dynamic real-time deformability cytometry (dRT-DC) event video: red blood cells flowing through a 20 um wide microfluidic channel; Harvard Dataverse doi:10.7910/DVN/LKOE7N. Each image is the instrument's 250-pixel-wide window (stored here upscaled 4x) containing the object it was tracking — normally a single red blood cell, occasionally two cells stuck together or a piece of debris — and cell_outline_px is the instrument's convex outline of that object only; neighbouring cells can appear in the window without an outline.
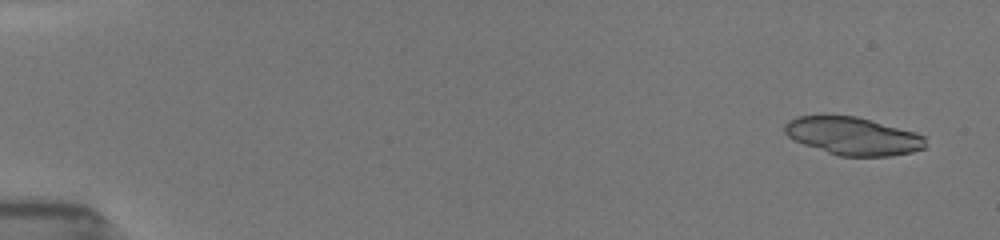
{"species": "common noctule bat (a hibernating species)", "species_latin": "Nyctalus noctula", "temperature_condition": "room temperature", "stored_images_in_passage": 11, "camera_frame_rate_fps": 3000, "um_per_image_px": 0.085, "animal": {"sex": "female", "body_mass_g": 19.5, "forearm_length_mm": 54.1}, "frame": {"image": 1, "passage_image": 1, "time_ms": 0.0, "image_size_px": [1000, 240], "cell_outline_px": [[924, 148], [912, 152], [888, 156], [840, 156], [804, 144], [788, 136], [784, 132], [784, 124], [788, 120], [796, 116], [824, 112], [856, 116], [916, 132], [924, 136]], "centroid_in_image_um": [72.43, 11.51], "position_along_channel_um": 12.6, "area_um2": 31.62}}
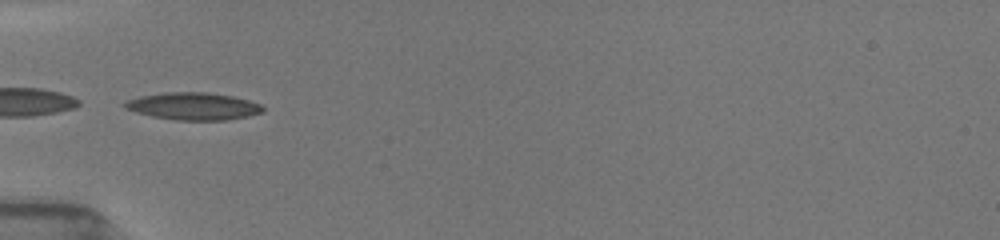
{"frame": {"image": 2, "passage_image": 9, "time_ms": 5.333, "image_size_px": [1000, 240], "cell_outline_px": [[264, 112], [248, 116], [228, 120], [176, 120], [152, 116], [136, 112], [124, 108], [124, 104], [128, 100], [140, 96], [164, 92], [208, 92], [232, 96], [248, 100], [260, 104], [264, 108]], "centroid_in_image_um": [16.45, 9.03], "position_along_channel_um": 68.5, "area_um2": 21.96}}